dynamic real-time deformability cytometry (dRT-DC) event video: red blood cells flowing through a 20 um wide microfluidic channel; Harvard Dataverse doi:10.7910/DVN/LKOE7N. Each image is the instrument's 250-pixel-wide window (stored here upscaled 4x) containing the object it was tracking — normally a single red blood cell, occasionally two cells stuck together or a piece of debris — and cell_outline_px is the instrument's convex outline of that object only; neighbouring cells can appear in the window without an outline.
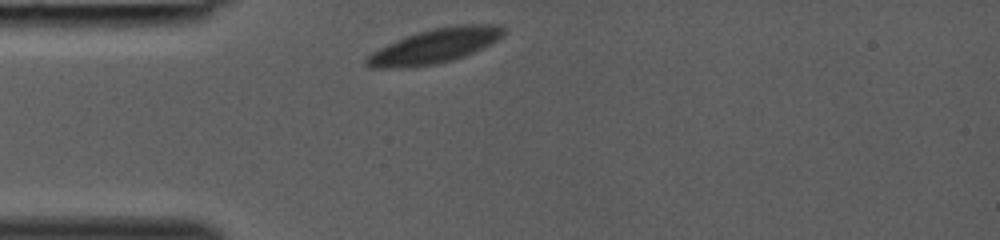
{"species": "common noctule bat (a hibernating species)", "species_latin": "Nyctalus noctula", "temperature_condition": "room temperature", "stored_images_in_passage": 27, "camera_frame_rate_fps": 3000, "um_per_image_px": 0.085, "animal": {"sex": "female", "body_mass_g": 19.0, "forearm_length_mm": 53.3}, "frame": {"image": 1, "passage_image": 1, "time_ms": 0.0, "image_size_px": [1000, 240], "cell_outline_px": [[504, 36], [464, 56], [452, 60], [432, 64], [408, 68], [368, 68], [364, 64], [364, 60], [372, 52], [396, 40], [420, 32], [436, 28], [460, 24], [500, 24], [504, 28]], "centroid_in_image_um": [36.93, 3.92], "position_along_channel_um": 48.1, "area_um2": 27.17}}
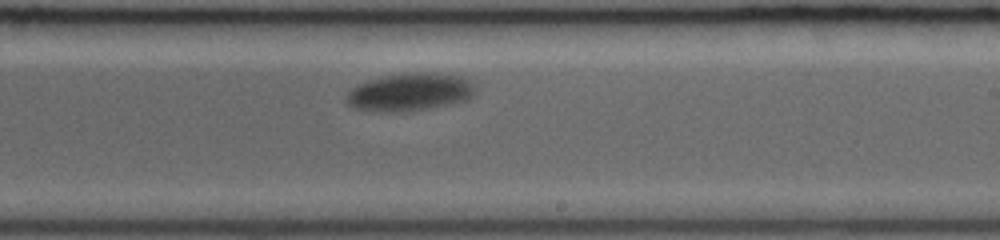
{"frame": {"image": 2, "passage_image": 16, "time_ms": 5.0, "image_size_px": [1000, 240], "cell_outline_px": [[476, 92], [468, 100], [428, 108], [392, 112], [356, 108], [348, 104], [348, 92], [352, 88], [360, 84], [384, 76], [424, 72], [432, 72], [464, 76], [472, 84]], "centroid_in_image_um": [34.91, 7.81], "position_along_channel_um": 254.1, "area_um2": 27.69}}
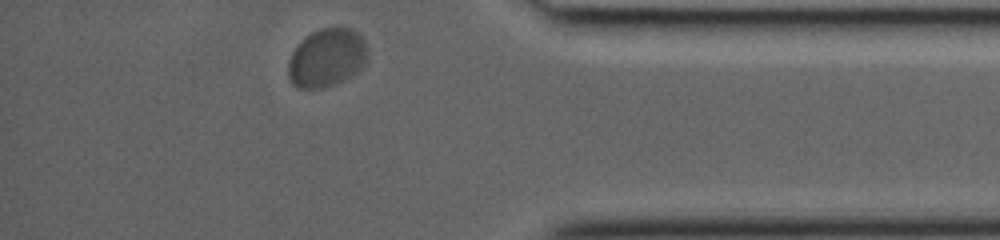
{"frame": {"image": 3, "passage_image": 27, "time_ms": 8.667, "image_size_px": [1000, 240], "cell_outline_px": [[368, 56], [364, 64], [356, 72], [344, 80], [324, 88], [296, 88], [292, 84], [288, 76], [288, 60], [292, 52], [312, 32], [324, 28], [352, 28], [364, 40], [368, 48]], "centroid_in_image_um": [27.78, 4.94], "position_along_channel_um": 407.4, "area_um2": 26.82}}